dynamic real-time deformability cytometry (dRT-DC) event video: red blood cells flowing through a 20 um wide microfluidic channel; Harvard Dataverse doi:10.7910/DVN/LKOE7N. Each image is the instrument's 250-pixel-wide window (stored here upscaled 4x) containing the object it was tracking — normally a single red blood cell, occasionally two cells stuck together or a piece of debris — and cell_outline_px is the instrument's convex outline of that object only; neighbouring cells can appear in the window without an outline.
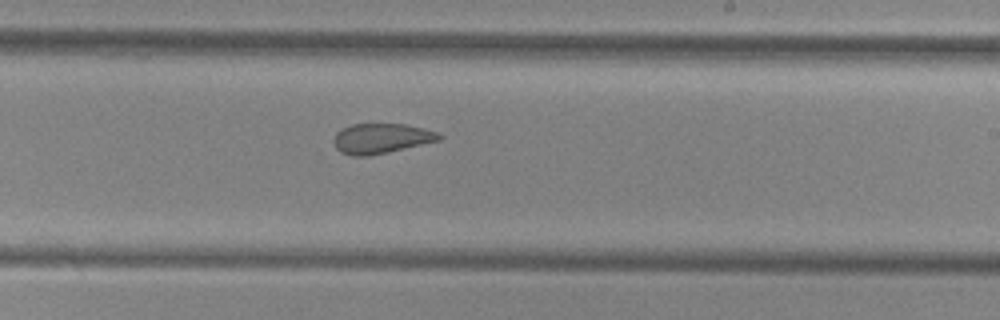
{"species": "common noctule bat (a hibernating species)", "species_latin": "Nyctalus noctula", "temperature_condition": "cold", "stored_images_in_passage": 11, "segment_of_instrument_passage": [1, 2], "camera_frame_rate_fps": 3000, "um_per_image_px": 0.085, "animal": {"sex": "female", "body_mass_g": 29.2, "forearm_length_mm": 56.3}, "frame": {"image": 1, "passage_image": 10, "time_ms": 12.667, "image_size_px": [1000, 320], "cell_outline_px": [[444, 136], [440, 140], [388, 152], [368, 156], [352, 156], [340, 152], [336, 148], [332, 140], [336, 132], [340, 128], [352, 124], [404, 124], [424, 128], [440, 132]], "centroid_in_image_um": [32.4, 11.76], "position_along_channel_um": 256.6, "area_um2": 18.67}}